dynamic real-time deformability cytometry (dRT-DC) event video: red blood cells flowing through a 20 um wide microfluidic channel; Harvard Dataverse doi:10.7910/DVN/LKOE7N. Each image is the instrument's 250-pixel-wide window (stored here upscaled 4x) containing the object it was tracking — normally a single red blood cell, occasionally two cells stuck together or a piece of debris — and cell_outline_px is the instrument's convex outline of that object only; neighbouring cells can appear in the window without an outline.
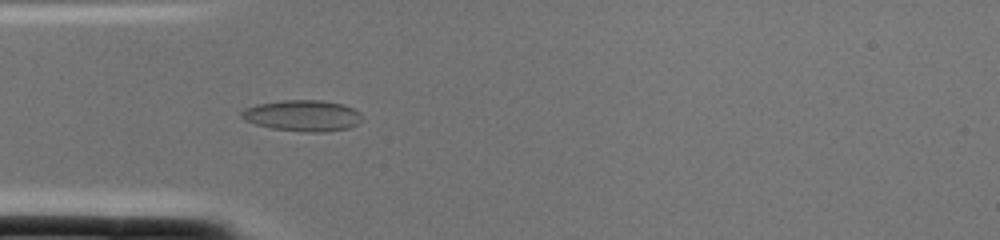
{"species": "common noctule bat (a hibernating species)", "species_latin": "Nyctalus noctula", "temperature_condition": "cold", "stored_images_in_passage": 1, "camera_frame_rate_fps": 3000, "um_per_image_px": 0.085, "animal": {"sex": "female", "body_mass_g": 22.0, "forearm_length_mm": 56.7}, "frame": {"image": 1, "passage_image": 1, "time_ms": 0.0, "image_size_px": [1000, 240], "cell_outline_px": [[360, 120], [356, 124], [348, 128], [324, 132], [304, 132], [272, 128], [256, 124], [244, 120], [240, 116], [240, 112], [244, 108], [256, 104], [280, 100], [320, 100], [340, 104], [352, 108], [360, 112]], "centroid_in_image_um": [25.66, 9.82], "position_along_channel_um": 59.3, "area_um2": 21.79}}